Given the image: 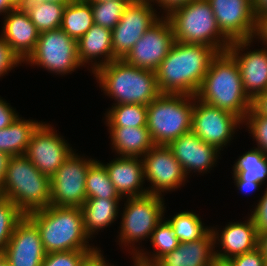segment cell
<instances>
[{
	"label": "cell",
	"mask_w": 267,
	"mask_h": 266,
	"mask_svg": "<svg viewBox=\"0 0 267 266\" xmlns=\"http://www.w3.org/2000/svg\"><path fill=\"white\" fill-rule=\"evenodd\" d=\"M217 54L206 45L175 41L155 71L159 92L196 96Z\"/></svg>",
	"instance_id": "1"
},
{
	"label": "cell",
	"mask_w": 267,
	"mask_h": 266,
	"mask_svg": "<svg viewBox=\"0 0 267 266\" xmlns=\"http://www.w3.org/2000/svg\"><path fill=\"white\" fill-rule=\"evenodd\" d=\"M196 98L232 113L242 121L252 105V100L244 91L239 67L227 51L212 59Z\"/></svg>",
	"instance_id": "2"
},
{
	"label": "cell",
	"mask_w": 267,
	"mask_h": 266,
	"mask_svg": "<svg viewBox=\"0 0 267 266\" xmlns=\"http://www.w3.org/2000/svg\"><path fill=\"white\" fill-rule=\"evenodd\" d=\"M26 216L37 226L46 253L60 251H95L84 229L80 207L48 205Z\"/></svg>",
	"instance_id": "3"
},
{
	"label": "cell",
	"mask_w": 267,
	"mask_h": 266,
	"mask_svg": "<svg viewBox=\"0 0 267 266\" xmlns=\"http://www.w3.org/2000/svg\"><path fill=\"white\" fill-rule=\"evenodd\" d=\"M93 74L104 95L114 99L113 105H149L161 94L154 71L132 66L123 59L114 60Z\"/></svg>",
	"instance_id": "4"
},
{
	"label": "cell",
	"mask_w": 267,
	"mask_h": 266,
	"mask_svg": "<svg viewBox=\"0 0 267 266\" xmlns=\"http://www.w3.org/2000/svg\"><path fill=\"white\" fill-rule=\"evenodd\" d=\"M164 16L171 23L175 41L206 45L217 53L227 51L231 44L221 33L208 0H192Z\"/></svg>",
	"instance_id": "5"
},
{
	"label": "cell",
	"mask_w": 267,
	"mask_h": 266,
	"mask_svg": "<svg viewBox=\"0 0 267 266\" xmlns=\"http://www.w3.org/2000/svg\"><path fill=\"white\" fill-rule=\"evenodd\" d=\"M51 178L25 156L9 159L0 196L12 201L25 215L50 205Z\"/></svg>",
	"instance_id": "6"
},
{
	"label": "cell",
	"mask_w": 267,
	"mask_h": 266,
	"mask_svg": "<svg viewBox=\"0 0 267 266\" xmlns=\"http://www.w3.org/2000/svg\"><path fill=\"white\" fill-rule=\"evenodd\" d=\"M125 199L123 210L120 211L121 222L117 242L122 250L127 247L126 250L133 259L143 249L140 242L150 239L156 225L164 218L165 198L147 194Z\"/></svg>",
	"instance_id": "7"
},
{
	"label": "cell",
	"mask_w": 267,
	"mask_h": 266,
	"mask_svg": "<svg viewBox=\"0 0 267 266\" xmlns=\"http://www.w3.org/2000/svg\"><path fill=\"white\" fill-rule=\"evenodd\" d=\"M194 96L161 93L147 105V125L154 145L167 146L191 131Z\"/></svg>",
	"instance_id": "8"
},
{
	"label": "cell",
	"mask_w": 267,
	"mask_h": 266,
	"mask_svg": "<svg viewBox=\"0 0 267 266\" xmlns=\"http://www.w3.org/2000/svg\"><path fill=\"white\" fill-rule=\"evenodd\" d=\"M25 63L61 76L83 67L78 58L77 41L61 28L40 33L34 52Z\"/></svg>",
	"instance_id": "9"
},
{
	"label": "cell",
	"mask_w": 267,
	"mask_h": 266,
	"mask_svg": "<svg viewBox=\"0 0 267 266\" xmlns=\"http://www.w3.org/2000/svg\"><path fill=\"white\" fill-rule=\"evenodd\" d=\"M76 150L63 162L51 177L50 204L57 207H81L86 197V175L95 161Z\"/></svg>",
	"instance_id": "10"
},
{
	"label": "cell",
	"mask_w": 267,
	"mask_h": 266,
	"mask_svg": "<svg viewBox=\"0 0 267 266\" xmlns=\"http://www.w3.org/2000/svg\"><path fill=\"white\" fill-rule=\"evenodd\" d=\"M241 126L244 127L243 121L238 116L206 104L194 96L191 131L205 143L223 151V147L231 143Z\"/></svg>",
	"instance_id": "11"
},
{
	"label": "cell",
	"mask_w": 267,
	"mask_h": 266,
	"mask_svg": "<svg viewBox=\"0 0 267 266\" xmlns=\"http://www.w3.org/2000/svg\"><path fill=\"white\" fill-rule=\"evenodd\" d=\"M153 6L150 0H145L131 1L125 8L119 23L111 30L116 59H124L143 34L161 18Z\"/></svg>",
	"instance_id": "12"
},
{
	"label": "cell",
	"mask_w": 267,
	"mask_h": 266,
	"mask_svg": "<svg viewBox=\"0 0 267 266\" xmlns=\"http://www.w3.org/2000/svg\"><path fill=\"white\" fill-rule=\"evenodd\" d=\"M142 161L145 181L149 182L146 187L148 194L164 196V193L174 192L188 182L181 164L168 146L154 145L142 157Z\"/></svg>",
	"instance_id": "13"
},
{
	"label": "cell",
	"mask_w": 267,
	"mask_h": 266,
	"mask_svg": "<svg viewBox=\"0 0 267 266\" xmlns=\"http://www.w3.org/2000/svg\"><path fill=\"white\" fill-rule=\"evenodd\" d=\"M52 126L42 122L32 134L24 154L42 174L50 178L74 151Z\"/></svg>",
	"instance_id": "14"
},
{
	"label": "cell",
	"mask_w": 267,
	"mask_h": 266,
	"mask_svg": "<svg viewBox=\"0 0 267 266\" xmlns=\"http://www.w3.org/2000/svg\"><path fill=\"white\" fill-rule=\"evenodd\" d=\"M174 43L171 23L161 15V18L143 34L123 60L132 66L155 72Z\"/></svg>",
	"instance_id": "15"
},
{
	"label": "cell",
	"mask_w": 267,
	"mask_h": 266,
	"mask_svg": "<svg viewBox=\"0 0 267 266\" xmlns=\"http://www.w3.org/2000/svg\"><path fill=\"white\" fill-rule=\"evenodd\" d=\"M253 42L256 41H234L227 49L239 67L244 91L251 100L267 90V45L252 51L249 47H252Z\"/></svg>",
	"instance_id": "16"
},
{
	"label": "cell",
	"mask_w": 267,
	"mask_h": 266,
	"mask_svg": "<svg viewBox=\"0 0 267 266\" xmlns=\"http://www.w3.org/2000/svg\"><path fill=\"white\" fill-rule=\"evenodd\" d=\"M221 33L230 41L253 39L256 16L252 0H208Z\"/></svg>",
	"instance_id": "17"
},
{
	"label": "cell",
	"mask_w": 267,
	"mask_h": 266,
	"mask_svg": "<svg viewBox=\"0 0 267 266\" xmlns=\"http://www.w3.org/2000/svg\"><path fill=\"white\" fill-rule=\"evenodd\" d=\"M167 146L187 177L189 173H210L214 166H217V160L221 159V152L216 147L205 143L192 131L183 134Z\"/></svg>",
	"instance_id": "18"
},
{
	"label": "cell",
	"mask_w": 267,
	"mask_h": 266,
	"mask_svg": "<svg viewBox=\"0 0 267 266\" xmlns=\"http://www.w3.org/2000/svg\"><path fill=\"white\" fill-rule=\"evenodd\" d=\"M46 254L37 226L25 215L17 223L3 255L11 266H41Z\"/></svg>",
	"instance_id": "19"
},
{
	"label": "cell",
	"mask_w": 267,
	"mask_h": 266,
	"mask_svg": "<svg viewBox=\"0 0 267 266\" xmlns=\"http://www.w3.org/2000/svg\"><path fill=\"white\" fill-rule=\"evenodd\" d=\"M217 228L211 227L216 247L215 257L218 261H228L234 256L251 252L258 247L259 235L249 215L243 222H228L222 230Z\"/></svg>",
	"instance_id": "20"
},
{
	"label": "cell",
	"mask_w": 267,
	"mask_h": 266,
	"mask_svg": "<svg viewBox=\"0 0 267 266\" xmlns=\"http://www.w3.org/2000/svg\"><path fill=\"white\" fill-rule=\"evenodd\" d=\"M3 19L0 36L24 63L34 52L40 33L24 7H15Z\"/></svg>",
	"instance_id": "21"
},
{
	"label": "cell",
	"mask_w": 267,
	"mask_h": 266,
	"mask_svg": "<svg viewBox=\"0 0 267 266\" xmlns=\"http://www.w3.org/2000/svg\"><path fill=\"white\" fill-rule=\"evenodd\" d=\"M122 199L148 194L141 157L118 156L109 163L101 162Z\"/></svg>",
	"instance_id": "22"
},
{
	"label": "cell",
	"mask_w": 267,
	"mask_h": 266,
	"mask_svg": "<svg viewBox=\"0 0 267 266\" xmlns=\"http://www.w3.org/2000/svg\"><path fill=\"white\" fill-rule=\"evenodd\" d=\"M77 49L80 64L84 67L88 65L87 69L92 74L98 68L117 60L114 57L111 30L95 23L77 41Z\"/></svg>",
	"instance_id": "23"
},
{
	"label": "cell",
	"mask_w": 267,
	"mask_h": 266,
	"mask_svg": "<svg viewBox=\"0 0 267 266\" xmlns=\"http://www.w3.org/2000/svg\"><path fill=\"white\" fill-rule=\"evenodd\" d=\"M215 261L214 235L210 230L199 240L179 243L176 249L159 257L151 266H213Z\"/></svg>",
	"instance_id": "24"
},
{
	"label": "cell",
	"mask_w": 267,
	"mask_h": 266,
	"mask_svg": "<svg viewBox=\"0 0 267 266\" xmlns=\"http://www.w3.org/2000/svg\"><path fill=\"white\" fill-rule=\"evenodd\" d=\"M112 152L117 156L143 157L154 143L147 127H108Z\"/></svg>",
	"instance_id": "25"
},
{
	"label": "cell",
	"mask_w": 267,
	"mask_h": 266,
	"mask_svg": "<svg viewBox=\"0 0 267 266\" xmlns=\"http://www.w3.org/2000/svg\"><path fill=\"white\" fill-rule=\"evenodd\" d=\"M124 199L87 198L80 207L83 215L84 229L93 239L101 230L106 229L120 215V202Z\"/></svg>",
	"instance_id": "26"
},
{
	"label": "cell",
	"mask_w": 267,
	"mask_h": 266,
	"mask_svg": "<svg viewBox=\"0 0 267 266\" xmlns=\"http://www.w3.org/2000/svg\"><path fill=\"white\" fill-rule=\"evenodd\" d=\"M19 115L9 126L0 129V152L9 156L24 155L32 134L42 121L24 119Z\"/></svg>",
	"instance_id": "27"
},
{
	"label": "cell",
	"mask_w": 267,
	"mask_h": 266,
	"mask_svg": "<svg viewBox=\"0 0 267 266\" xmlns=\"http://www.w3.org/2000/svg\"><path fill=\"white\" fill-rule=\"evenodd\" d=\"M165 212L166 206L164 208V218L156 225L149 240L154 248L153 252L146 251L144 248L133 258L142 266H151L159 257L176 249L180 243L172 226L165 219Z\"/></svg>",
	"instance_id": "28"
},
{
	"label": "cell",
	"mask_w": 267,
	"mask_h": 266,
	"mask_svg": "<svg viewBox=\"0 0 267 266\" xmlns=\"http://www.w3.org/2000/svg\"><path fill=\"white\" fill-rule=\"evenodd\" d=\"M91 3L86 0H73L65 6L60 28L78 41L93 26Z\"/></svg>",
	"instance_id": "29"
},
{
	"label": "cell",
	"mask_w": 267,
	"mask_h": 266,
	"mask_svg": "<svg viewBox=\"0 0 267 266\" xmlns=\"http://www.w3.org/2000/svg\"><path fill=\"white\" fill-rule=\"evenodd\" d=\"M232 174H237L243 181L260 183L267 180V154L259 148H252L236 160ZM267 186V185H266Z\"/></svg>",
	"instance_id": "30"
},
{
	"label": "cell",
	"mask_w": 267,
	"mask_h": 266,
	"mask_svg": "<svg viewBox=\"0 0 267 266\" xmlns=\"http://www.w3.org/2000/svg\"><path fill=\"white\" fill-rule=\"evenodd\" d=\"M106 127H146L147 105H112L104 113Z\"/></svg>",
	"instance_id": "31"
},
{
	"label": "cell",
	"mask_w": 267,
	"mask_h": 266,
	"mask_svg": "<svg viewBox=\"0 0 267 266\" xmlns=\"http://www.w3.org/2000/svg\"><path fill=\"white\" fill-rule=\"evenodd\" d=\"M67 4L37 2L25 3L24 9L28 12L31 22L39 33L58 29L61 26L63 12Z\"/></svg>",
	"instance_id": "32"
},
{
	"label": "cell",
	"mask_w": 267,
	"mask_h": 266,
	"mask_svg": "<svg viewBox=\"0 0 267 266\" xmlns=\"http://www.w3.org/2000/svg\"><path fill=\"white\" fill-rule=\"evenodd\" d=\"M166 220L172 226L180 243L199 240L211 230V226H205L201 216L193 211H181Z\"/></svg>",
	"instance_id": "33"
},
{
	"label": "cell",
	"mask_w": 267,
	"mask_h": 266,
	"mask_svg": "<svg viewBox=\"0 0 267 266\" xmlns=\"http://www.w3.org/2000/svg\"><path fill=\"white\" fill-rule=\"evenodd\" d=\"M86 197L102 199H122L111 182L105 166L96 159L86 175Z\"/></svg>",
	"instance_id": "34"
},
{
	"label": "cell",
	"mask_w": 267,
	"mask_h": 266,
	"mask_svg": "<svg viewBox=\"0 0 267 266\" xmlns=\"http://www.w3.org/2000/svg\"><path fill=\"white\" fill-rule=\"evenodd\" d=\"M130 2L131 0H107L91 3L94 23L112 30Z\"/></svg>",
	"instance_id": "35"
},
{
	"label": "cell",
	"mask_w": 267,
	"mask_h": 266,
	"mask_svg": "<svg viewBox=\"0 0 267 266\" xmlns=\"http://www.w3.org/2000/svg\"><path fill=\"white\" fill-rule=\"evenodd\" d=\"M24 216L12 201L0 197V255L4 253L17 223Z\"/></svg>",
	"instance_id": "36"
},
{
	"label": "cell",
	"mask_w": 267,
	"mask_h": 266,
	"mask_svg": "<svg viewBox=\"0 0 267 266\" xmlns=\"http://www.w3.org/2000/svg\"><path fill=\"white\" fill-rule=\"evenodd\" d=\"M246 130L256 141L257 147L267 154V116L258 115L252 108L243 120ZM248 128V129H247Z\"/></svg>",
	"instance_id": "37"
},
{
	"label": "cell",
	"mask_w": 267,
	"mask_h": 266,
	"mask_svg": "<svg viewBox=\"0 0 267 266\" xmlns=\"http://www.w3.org/2000/svg\"><path fill=\"white\" fill-rule=\"evenodd\" d=\"M94 251H60L47 253L41 266H80L83 260Z\"/></svg>",
	"instance_id": "38"
},
{
	"label": "cell",
	"mask_w": 267,
	"mask_h": 266,
	"mask_svg": "<svg viewBox=\"0 0 267 266\" xmlns=\"http://www.w3.org/2000/svg\"><path fill=\"white\" fill-rule=\"evenodd\" d=\"M22 61L11 50L9 45L0 36V78L8 75L11 70L22 65Z\"/></svg>",
	"instance_id": "39"
},
{
	"label": "cell",
	"mask_w": 267,
	"mask_h": 266,
	"mask_svg": "<svg viewBox=\"0 0 267 266\" xmlns=\"http://www.w3.org/2000/svg\"><path fill=\"white\" fill-rule=\"evenodd\" d=\"M262 194L263 196L257 200V205L255 204L254 209H251L249 214L254 221L258 235L267 231V187Z\"/></svg>",
	"instance_id": "40"
},
{
	"label": "cell",
	"mask_w": 267,
	"mask_h": 266,
	"mask_svg": "<svg viewBox=\"0 0 267 266\" xmlns=\"http://www.w3.org/2000/svg\"><path fill=\"white\" fill-rule=\"evenodd\" d=\"M227 262L231 266H267L266 258L259 247L251 252L234 256Z\"/></svg>",
	"instance_id": "41"
},
{
	"label": "cell",
	"mask_w": 267,
	"mask_h": 266,
	"mask_svg": "<svg viewBox=\"0 0 267 266\" xmlns=\"http://www.w3.org/2000/svg\"><path fill=\"white\" fill-rule=\"evenodd\" d=\"M18 116L16 108L11 107L10 103L0 96V129L9 126Z\"/></svg>",
	"instance_id": "42"
},
{
	"label": "cell",
	"mask_w": 267,
	"mask_h": 266,
	"mask_svg": "<svg viewBox=\"0 0 267 266\" xmlns=\"http://www.w3.org/2000/svg\"><path fill=\"white\" fill-rule=\"evenodd\" d=\"M253 39L262 43L260 45H267V11L256 17V30Z\"/></svg>",
	"instance_id": "43"
},
{
	"label": "cell",
	"mask_w": 267,
	"mask_h": 266,
	"mask_svg": "<svg viewBox=\"0 0 267 266\" xmlns=\"http://www.w3.org/2000/svg\"><path fill=\"white\" fill-rule=\"evenodd\" d=\"M99 247L94 252L90 253L80 264V266H114V264L109 263L103 256ZM108 262V263H107ZM116 266V265H115Z\"/></svg>",
	"instance_id": "44"
},
{
	"label": "cell",
	"mask_w": 267,
	"mask_h": 266,
	"mask_svg": "<svg viewBox=\"0 0 267 266\" xmlns=\"http://www.w3.org/2000/svg\"><path fill=\"white\" fill-rule=\"evenodd\" d=\"M232 178H234V185L235 187L241 191V193H244L245 195H250L251 193L256 192V190H259L261 188L260 183H254L250 181H243L237 174H233Z\"/></svg>",
	"instance_id": "45"
},
{
	"label": "cell",
	"mask_w": 267,
	"mask_h": 266,
	"mask_svg": "<svg viewBox=\"0 0 267 266\" xmlns=\"http://www.w3.org/2000/svg\"><path fill=\"white\" fill-rule=\"evenodd\" d=\"M154 6L157 7V9L160 10V13L162 12L161 15H166L171 9L186 4L192 0H150ZM156 3V5H155ZM160 7V8H158ZM163 10V11H161Z\"/></svg>",
	"instance_id": "46"
},
{
	"label": "cell",
	"mask_w": 267,
	"mask_h": 266,
	"mask_svg": "<svg viewBox=\"0 0 267 266\" xmlns=\"http://www.w3.org/2000/svg\"><path fill=\"white\" fill-rule=\"evenodd\" d=\"M251 108L258 114L267 116V90L258 94L253 100Z\"/></svg>",
	"instance_id": "47"
},
{
	"label": "cell",
	"mask_w": 267,
	"mask_h": 266,
	"mask_svg": "<svg viewBox=\"0 0 267 266\" xmlns=\"http://www.w3.org/2000/svg\"><path fill=\"white\" fill-rule=\"evenodd\" d=\"M10 158L11 156H9L8 154L0 152V192L3 187L4 178L6 175L7 166Z\"/></svg>",
	"instance_id": "48"
},
{
	"label": "cell",
	"mask_w": 267,
	"mask_h": 266,
	"mask_svg": "<svg viewBox=\"0 0 267 266\" xmlns=\"http://www.w3.org/2000/svg\"><path fill=\"white\" fill-rule=\"evenodd\" d=\"M252 6L257 17L260 13L267 11V0H252Z\"/></svg>",
	"instance_id": "49"
},
{
	"label": "cell",
	"mask_w": 267,
	"mask_h": 266,
	"mask_svg": "<svg viewBox=\"0 0 267 266\" xmlns=\"http://www.w3.org/2000/svg\"><path fill=\"white\" fill-rule=\"evenodd\" d=\"M258 247L262 250V253L267 261V231L259 234Z\"/></svg>",
	"instance_id": "50"
},
{
	"label": "cell",
	"mask_w": 267,
	"mask_h": 266,
	"mask_svg": "<svg viewBox=\"0 0 267 266\" xmlns=\"http://www.w3.org/2000/svg\"><path fill=\"white\" fill-rule=\"evenodd\" d=\"M14 8L15 6L9 0H0V16L7 15Z\"/></svg>",
	"instance_id": "51"
},
{
	"label": "cell",
	"mask_w": 267,
	"mask_h": 266,
	"mask_svg": "<svg viewBox=\"0 0 267 266\" xmlns=\"http://www.w3.org/2000/svg\"><path fill=\"white\" fill-rule=\"evenodd\" d=\"M72 1L73 0H25V3L50 2V3L68 4Z\"/></svg>",
	"instance_id": "52"
},
{
	"label": "cell",
	"mask_w": 267,
	"mask_h": 266,
	"mask_svg": "<svg viewBox=\"0 0 267 266\" xmlns=\"http://www.w3.org/2000/svg\"><path fill=\"white\" fill-rule=\"evenodd\" d=\"M15 7H23L25 0H9Z\"/></svg>",
	"instance_id": "53"
},
{
	"label": "cell",
	"mask_w": 267,
	"mask_h": 266,
	"mask_svg": "<svg viewBox=\"0 0 267 266\" xmlns=\"http://www.w3.org/2000/svg\"><path fill=\"white\" fill-rule=\"evenodd\" d=\"M0 266H11L9 261L3 254L0 255Z\"/></svg>",
	"instance_id": "54"
},
{
	"label": "cell",
	"mask_w": 267,
	"mask_h": 266,
	"mask_svg": "<svg viewBox=\"0 0 267 266\" xmlns=\"http://www.w3.org/2000/svg\"><path fill=\"white\" fill-rule=\"evenodd\" d=\"M213 266H231L227 261L216 260Z\"/></svg>",
	"instance_id": "55"
},
{
	"label": "cell",
	"mask_w": 267,
	"mask_h": 266,
	"mask_svg": "<svg viewBox=\"0 0 267 266\" xmlns=\"http://www.w3.org/2000/svg\"><path fill=\"white\" fill-rule=\"evenodd\" d=\"M90 3H94V2H103V1H107V0H86Z\"/></svg>",
	"instance_id": "56"
},
{
	"label": "cell",
	"mask_w": 267,
	"mask_h": 266,
	"mask_svg": "<svg viewBox=\"0 0 267 266\" xmlns=\"http://www.w3.org/2000/svg\"><path fill=\"white\" fill-rule=\"evenodd\" d=\"M133 260V265H131V266H141V264L140 263H138L137 261H135L134 259H132Z\"/></svg>",
	"instance_id": "57"
}]
</instances>
